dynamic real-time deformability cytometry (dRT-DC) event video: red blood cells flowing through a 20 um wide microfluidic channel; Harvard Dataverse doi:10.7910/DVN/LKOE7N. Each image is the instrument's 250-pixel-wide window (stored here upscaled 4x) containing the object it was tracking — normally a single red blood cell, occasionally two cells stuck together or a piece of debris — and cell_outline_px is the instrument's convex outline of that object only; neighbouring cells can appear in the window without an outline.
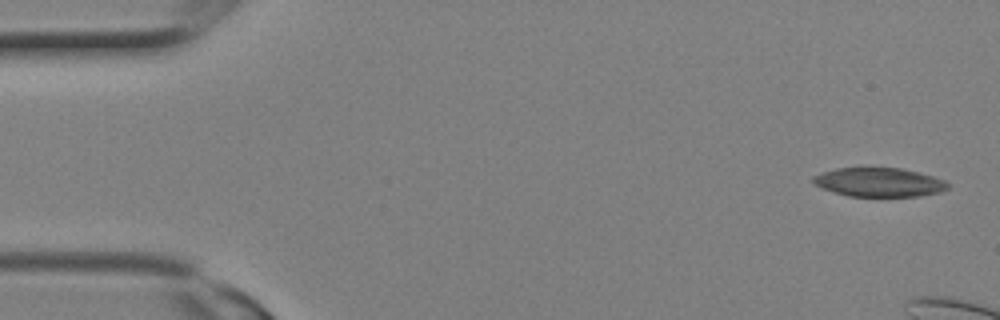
{"species": "Egyptian fruit bat (a non-hibernating species)", "species_latin": "Rousettus aegyptiacus", "temperature_condition": "room temperature", "stored_images_in_passage": 5, "camera_frame_rate_fps": 3000, "um_per_image_px": 0.085, "animal": {"sex": "female"}, "frame": {"image": 1, "passage_image": 1, "time_ms": 0.0, "image_size_px": [1000, 320], "cell_outline_px": [[948, 188], [940, 192], [920, 196], [848, 196], [824, 188], [816, 184], [812, 180], [812, 176], [836, 168], [900, 168], [932, 176], [944, 180], [948, 184]], "centroid_in_image_um": [74.74, 15.49], "position_along_channel_um": 10.3, "area_um2": 22.31}}